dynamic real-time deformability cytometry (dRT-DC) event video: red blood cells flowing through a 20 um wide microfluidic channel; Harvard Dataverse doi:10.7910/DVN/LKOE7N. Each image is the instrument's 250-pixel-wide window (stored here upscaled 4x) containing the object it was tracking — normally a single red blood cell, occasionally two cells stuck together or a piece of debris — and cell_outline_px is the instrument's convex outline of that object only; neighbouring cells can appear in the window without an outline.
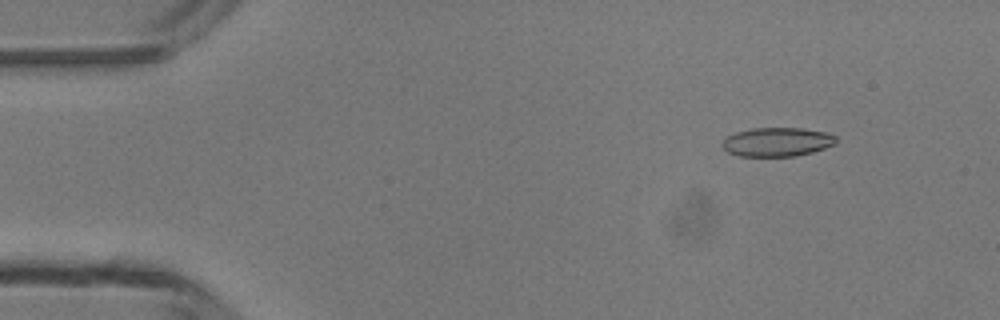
{"species": "common noctule bat (a hibernating species)", "species_latin": "Nyctalus noctula", "temperature_condition": "room temperature", "stored_images_in_passage": 48, "camera_frame_rate_fps": 3000, "um_per_image_px": 0.085, "animal": {"sex": "male", "body_mass_g": 13.3}, "frame": {"image": 1, "passage_image": 6, "time_ms": 1.667, "image_size_px": [1000, 320], "cell_outline_px": [[836, 144], [812, 152], [796, 156], [740, 156], [728, 152], [720, 144], [728, 136], [736, 132], [752, 128], [804, 128], [828, 132], [836, 136]], "centroid_in_image_um": [66.08, 12.06], "position_along_channel_um": 18.9, "area_um2": 19.25}}
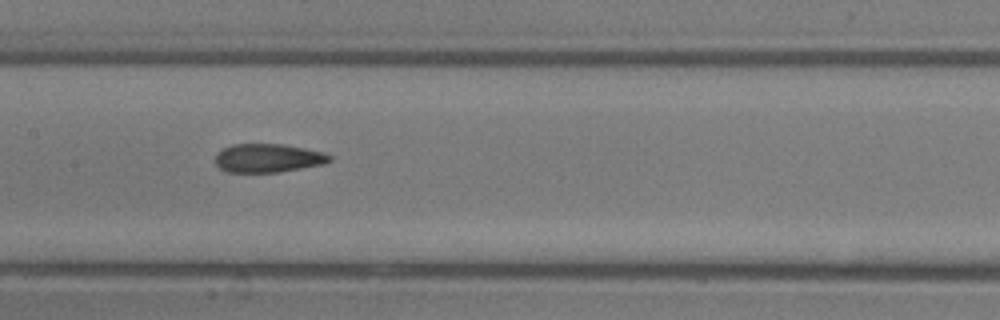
{"frame": {"image": 2, "passage_image": 24, "time_ms": 7.667, "image_size_px": [1000, 320], "cell_outline_px": [[332, 160], [324, 164], [280, 172], [224, 172], [216, 164], [216, 152], [232, 144], [284, 144], [324, 152], [332, 156]], "centroid_in_image_um": [22.79, 13.44], "position_along_channel_um": 184.6, "area_um2": 19.19}}
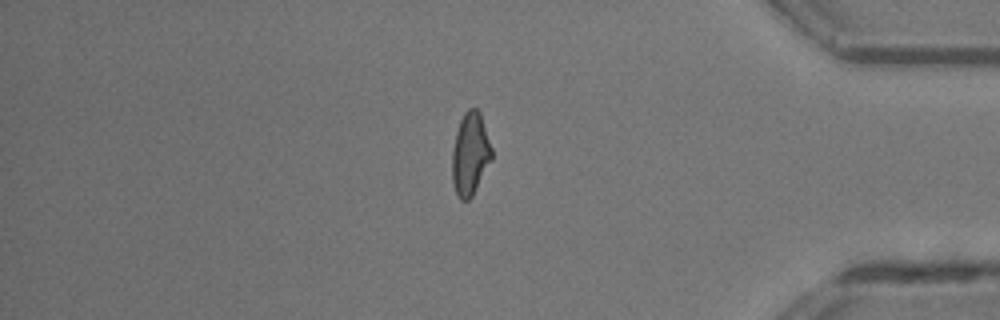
{"frame": {"image": 3, "passage_image": 41, "time_ms": 13.333, "image_size_px": [1000, 320], "cell_outline_px": [[492, 160], [472, 196], [468, 200], [460, 200], [452, 184], [452, 148], [456, 132], [460, 120], [464, 112], [468, 108], [476, 108], [480, 112], [492, 148]], "centroid_in_image_um": [39.96, 13.08], "position_along_channel_um": 395.2, "area_um2": 19.19}, "authors_computed_cell_mechanics": {"area_um2": 19.3052, "velocity_mm_per_s": 4.2704, "shape_relaxation_time_tau1_ms": 9.1159, "shape_relaxation_time_tau2_ms": 1.5156, "deformation_change_tau1": 0.2631, "deformation_change_tau2": 0.096}}